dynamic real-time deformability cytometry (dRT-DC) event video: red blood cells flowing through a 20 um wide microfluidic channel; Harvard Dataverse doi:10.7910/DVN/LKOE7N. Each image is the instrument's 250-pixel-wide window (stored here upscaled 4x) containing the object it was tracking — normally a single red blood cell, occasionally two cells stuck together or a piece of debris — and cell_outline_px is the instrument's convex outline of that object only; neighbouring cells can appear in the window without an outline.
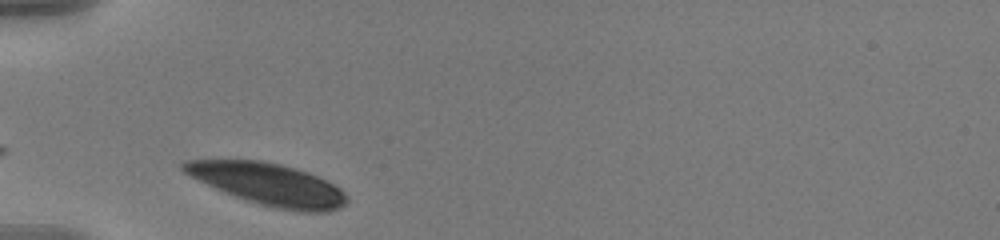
{"species": "human", "species_latin": "Homo sapiens", "temperature_condition": "warm", "stored_images_in_passage": 31, "camera_frame_rate_fps": 3000, "um_per_image_px": 0.085, "donor": {"sex": "male"}, "frame": {"image": 1, "passage_image": 1, "time_ms": 0.0, "image_size_px": [1000, 240], "cell_outline_px": [[348, 200], [340, 208], [328, 212], [300, 212], [276, 208], [260, 204], [224, 192], [184, 172], [180, 168], [180, 164], [184, 160], [260, 160], [280, 164], [296, 168], [308, 172], [340, 188], [348, 196]], "centroid_in_image_um": [22.84, 15.66], "position_along_channel_um": 62.2, "area_um2": 39.54}}
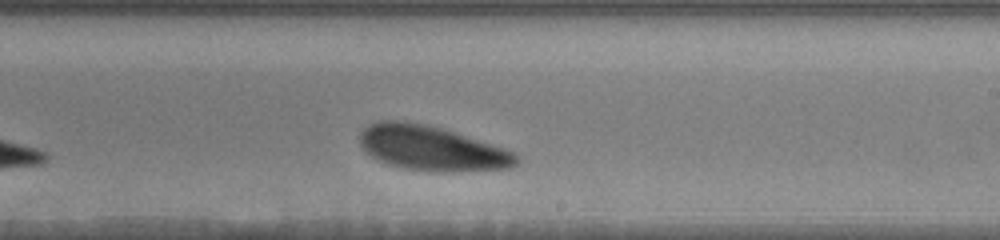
{"frame": {"image": 2, "passage_image": 18, "time_ms": 5.667, "image_size_px": [1000, 240], "cell_outline_px": [[520, 160], [516, 164], [508, 168], [456, 172], [428, 172], [400, 168], [376, 160], [360, 144], [360, 132], [368, 124], [376, 120], [404, 120], [424, 124], [440, 128], [512, 152]], "centroid_in_image_um": [36.6, 12.62], "position_along_channel_um": 252.4, "area_um2": 40.58}}
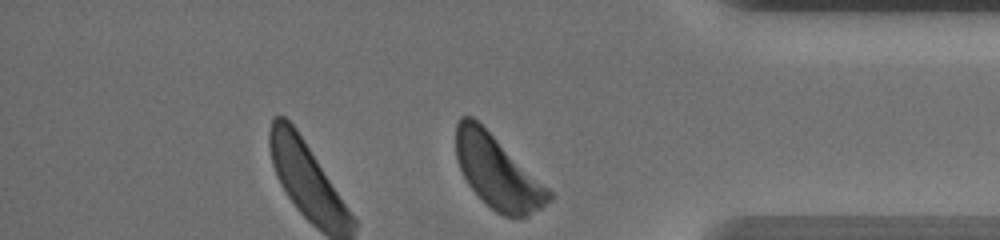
{"frame": {"image": 3, "passage_image": 31, "time_ms": 10.0, "image_size_px": [1000, 240], "cell_outline_px": [[556, 196], [552, 200], [528, 216], [504, 216], [496, 212], [468, 184], [460, 168], [456, 156], [456, 124], [460, 116], [472, 116], [548, 188]], "centroid_in_image_um": [42.28, 14.63], "position_along_channel_um": 392.9, "area_um2": 38.44}, "authors_computed_cell_mechanics": {"area_um2": 40.749, "velocity_mm_per_s": 3.5041, "shape_relaxation_time_tau1_ms": null, "shape_relaxation_time_tau2_ms": 10.9709, "deformation_change_tau1": null, "deformation_change_tau2": 0.2409}}